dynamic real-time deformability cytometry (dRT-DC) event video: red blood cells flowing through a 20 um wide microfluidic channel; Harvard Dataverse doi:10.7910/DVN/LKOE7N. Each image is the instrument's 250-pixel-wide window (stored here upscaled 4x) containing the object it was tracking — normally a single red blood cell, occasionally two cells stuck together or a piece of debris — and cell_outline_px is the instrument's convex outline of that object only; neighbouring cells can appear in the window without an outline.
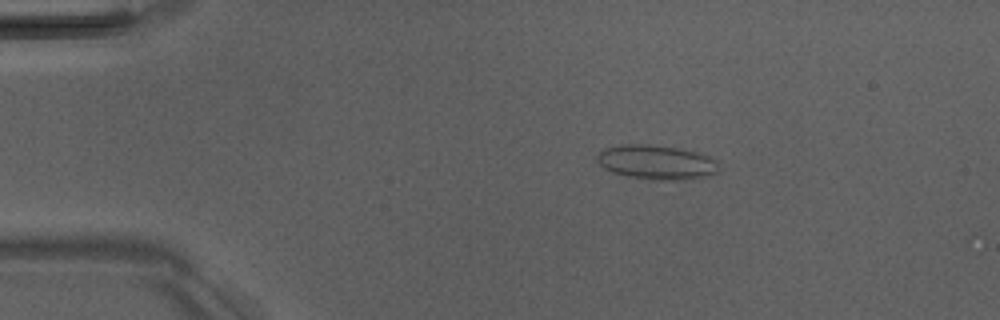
{"species": "Egyptian fruit bat (a non-hibernating species)", "species_latin": "Rousettus aegyptiacus", "temperature_condition": "room temperature", "stored_images_in_passage": 6, "camera_frame_rate_fps": 3000, "um_per_image_px": 0.085, "animal": {"sex": "male"}, "frame": {"image": 1, "passage_image": 3, "time_ms": 2.333, "image_size_px": [1000, 320], "cell_outline_px": [[720, 172], [704, 176], [680, 180], [656, 180], [628, 176], [612, 172], [604, 168], [596, 160], [596, 156], [604, 148], [620, 144], [648, 144], [680, 148], [696, 152], [708, 156], [716, 160], [720, 168]], "centroid_in_image_um": [55.8, 13.78], "position_along_channel_um": 29.2, "area_um2": 24.51}}